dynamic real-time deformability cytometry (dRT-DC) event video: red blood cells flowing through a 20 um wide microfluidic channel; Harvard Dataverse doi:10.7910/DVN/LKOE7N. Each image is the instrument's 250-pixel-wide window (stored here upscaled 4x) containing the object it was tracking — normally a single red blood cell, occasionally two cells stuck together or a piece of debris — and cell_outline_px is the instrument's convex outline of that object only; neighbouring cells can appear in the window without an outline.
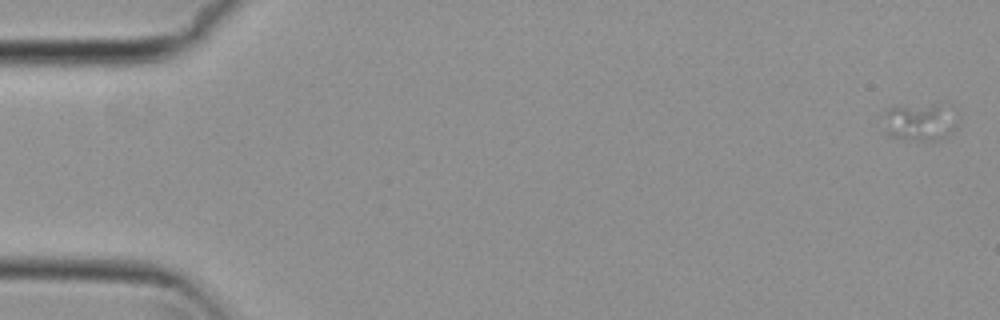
{"species": "common noctule bat (a hibernating species)", "species_latin": "Nyctalus noctula", "temperature_condition": "cold", "stored_images_in_passage": 5, "camera_frame_rate_fps": 3000, "um_per_image_px": 0.085, "animal": {"sex": "female", "body_mass_g": 29.2, "forearm_length_mm": 56.3}, "frame": {"image": 1, "passage_image": 1, "time_ms": 0.0, "image_size_px": [1000, 320], "cell_outline_px": [[956, 128], [948, 136], [936, 140], [900, 140], [888, 136], [884, 132], [884, 108], [896, 104], [940, 104], [956, 124]], "centroid_in_image_um": [78.0, 10.38], "position_along_channel_um": 7.0, "area_um2": 16.42}}